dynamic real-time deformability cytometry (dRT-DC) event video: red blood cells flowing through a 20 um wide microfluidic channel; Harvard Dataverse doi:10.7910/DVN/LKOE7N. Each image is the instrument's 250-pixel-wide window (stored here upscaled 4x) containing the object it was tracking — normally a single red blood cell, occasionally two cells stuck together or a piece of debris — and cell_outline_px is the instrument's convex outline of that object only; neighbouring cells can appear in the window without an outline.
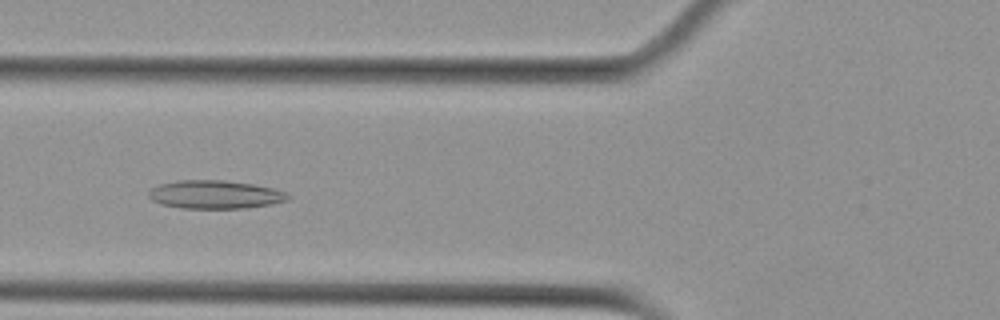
{"species": "Egyptian fruit bat (a non-hibernating species)", "species_latin": "Rousettus aegyptiacus", "temperature_condition": "cold", "stored_images_in_passage": 6, "camera_frame_rate_fps": 3000, "um_per_image_px": 0.085, "animal": {"sex": "female"}, "frame": {"image": 1, "passage_image": 6, "time_ms": 6.0, "image_size_px": [1000, 320], "cell_outline_px": [[292, 196], [288, 200], [272, 204], [248, 208], [180, 208], [160, 204], [152, 200], [148, 196], [148, 192], [152, 188], [160, 184], [176, 180], [224, 180], [252, 184], [272, 188], [284, 192]], "centroid_in_image_um": [18.27, 16.54], "position_along_channel_um": 107.5, "area_um2": 23.06}}